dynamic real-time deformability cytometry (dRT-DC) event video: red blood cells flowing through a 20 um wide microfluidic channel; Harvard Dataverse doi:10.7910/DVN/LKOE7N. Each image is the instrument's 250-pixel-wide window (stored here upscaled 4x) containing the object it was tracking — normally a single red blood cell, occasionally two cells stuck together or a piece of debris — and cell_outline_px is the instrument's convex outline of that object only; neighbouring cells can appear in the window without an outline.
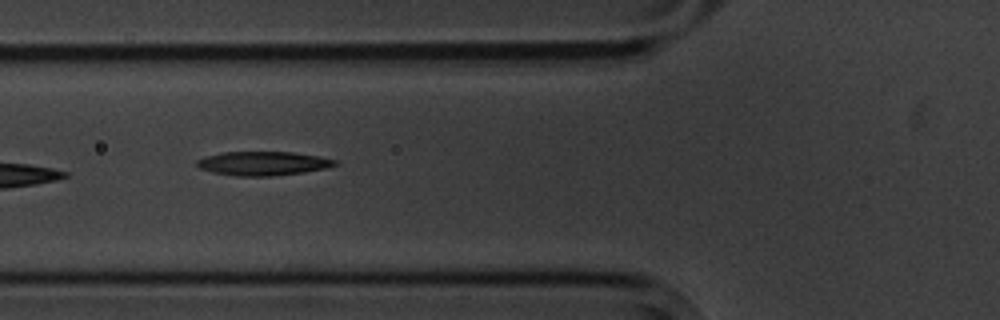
{"species": "common noctule bat (a hibernating species)", "species_latin": "Nyctalus noctula", "temperature_condition": "cold", "stored_images_in_passage": 8, "camera_frame_rate_fps": 3000, "um_per_image_px": 0.085, "animal": {"sex": "male", "body_mass_g": 20.1, "forearm_length_mm": 53.5}, "frame": {"image": 1, "passage_image": 7, "time_ms": 7.0, "image_size_px": [1000, 320], "cell_outline_px": [[340, 164], [324, 168], [304, 172], [272, 176], [236, 176], [212, 172], [200, 168], [196, 164], [196, 160], [204, 156], [224, 152], [292, 152], [320, 156], [336, 160]], "centroid_in_image_um": [22.35, 13.89], "position_along_channel_um": 103.4, "area_um2": 19.31}}
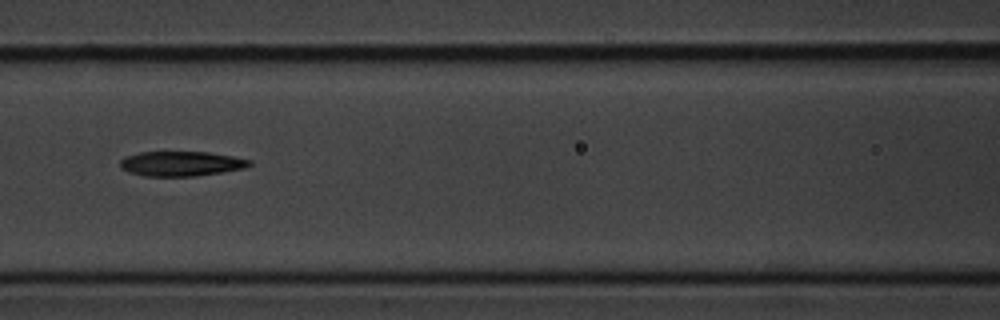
{"frame": {"image": 2, "passage_image": 8, "time_ms": 8.333, "image_size_px": [1000, 320], "cell_outline_px": [[252, 164], [244, 168], [196, 176], [144, 176], [128, 172], [120, 168], [120, 160], [124, 156], [140, 152], [208, 152], [232, 156], [252, 160]], "centroid_in_image_um": [15.36, 13.91], "position_along_channel_um": 151.2, "area_um2": 18.73}}